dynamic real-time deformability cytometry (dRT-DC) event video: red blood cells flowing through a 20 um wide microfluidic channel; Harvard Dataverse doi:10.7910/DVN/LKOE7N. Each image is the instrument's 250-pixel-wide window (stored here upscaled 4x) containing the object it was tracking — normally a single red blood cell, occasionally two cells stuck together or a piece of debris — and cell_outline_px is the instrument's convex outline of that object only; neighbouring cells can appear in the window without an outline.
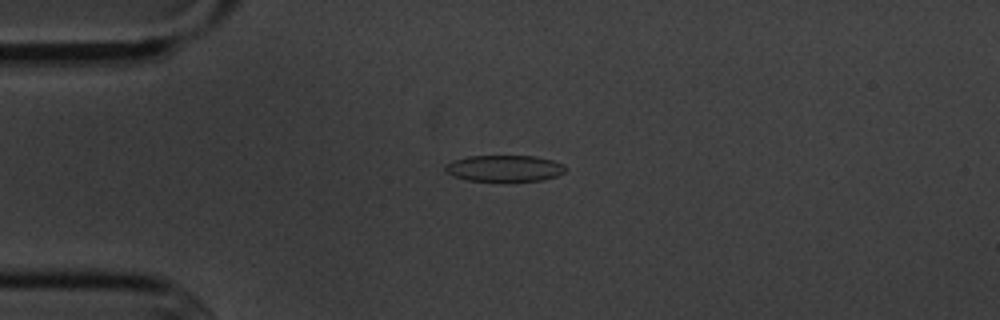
{"species": "common noctule bat (a hibernating species)", "species_latin": "Nyctalus noctula", "temperature_condition": "cold", "stored_images_in_passage": 7, "camera_frame_rate_fps": 3000, "um_per_image_px": 0.085, "animal": {"sex": "male", "body_mass_g": 20.1, "forearm_length_mm": 53.5}, "frame": {"image": 1, "passage_image": 4, "time_ms": 3.667, "image_size_px": [1000, 320], "cell_outline_px": [[568, 168], [564, 172], [556, 176], [544, 180], [468, 180], [452, 176], [444, 172], [444, 168], [452, 160], [468, 156], [536, 156], [552, 160], [564, 164]], "centroid_in_image_um": [42.88, 14.29], "position_along_channel_um": 42.1, "area_um2": 18.38}}
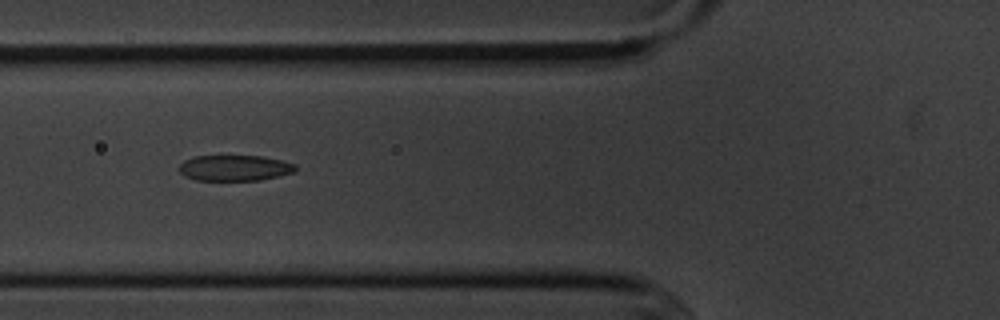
{"frame": {"image": 2, "passage_image": 6, "time_ms": 6.0, "image_size_px": [1000, 320], "cell_outline_px": [[296, 172], [280, 176], [260, 180], [196, 180], [184, 176], [176, 168], [184, 160], [192, 156], [260, 156], [280, 160], [296, 164]], "centroid_in_image_um": [19.92, 14.28], "position_along_channel_um": 105.9, "area_um2": 17.63}}
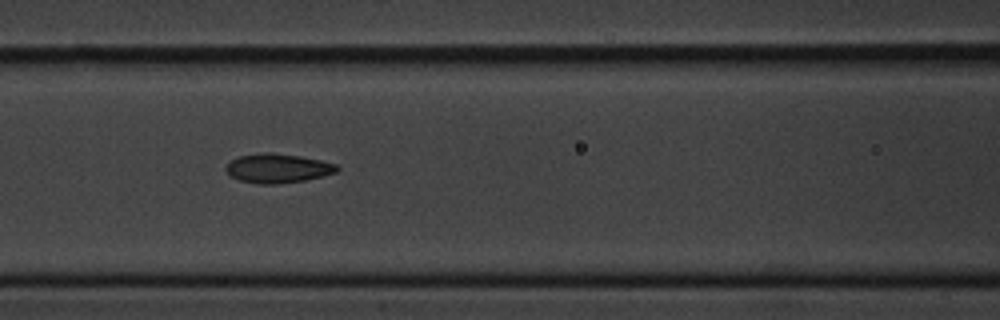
{"frame": {"image": 3, "passage_image": 7, "time_ms": 7.0, "image_size_px": [1000, 320], "cell_outline_px": [[340, 168], [336, 172], [324, 176], [304, 180], [276, 184], [256, 184], [240, 180], [232, 176], [224, 168], [232, 160], [240, 156], [264, 152], [272, 152], [300, 156], [320, 160], [336, 164]], "centroid_in_image_um": [23.63, 14.3], "position_along_channel_um": 143.0, "area_um2": 18.79}}